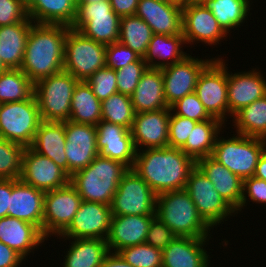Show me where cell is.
<instances>
[{
	"label": "cell",
	"instance_id": "3957f363",
	"mask_svg": "<svg viewBox=\"0 0 266 267\" xmlns=\"http://www.w3.org/2000/svg\"><path fill=\"white\" fill-rule=\"evenodd\" d=\"M155 215L176 236L194 238L213 236V229L200 216L185 189L158 194Z\"/></svg>",
	"mask_w": 266,
	"mask_h": 267
},
{
	"label": "cell",
	"instance_id": "7dc6e473",
	"mask_svg": "<svg viewBox=\"0 0 266 267\" xmlns=\"http://www.w3.org/2000/svg\"><path fill=\"white\" fill-rule=\"evenodd\" d=\"M249 202V203H248ZM260 204L266 207V181L257 177H250L243 180V194L240 207L236 210L237 215L252 204ZM243 209V211H242ZM241 212V213H240Z\"/></svg>",
	"mask_w": 266,
	"mask_h": 267
},
{
	"label": "cell",
	"instance_id": "60d3db41",
	"mask_svg": "<svg viewBox=\"0 0 266 267\" xmlns=\"http://www.w3.org/2000/svg\"><path fill=\"white\" fill-rule=\"evenodd\" d=\"M25 147L0 137V179H20Z\"/></svg>",
	"mask_w": 266,
	"mask_h": 267
},
{
	"label": "cell",
	"instance_id": "681fc988",
	"mask_svg": "<svg viewBox=\"0 0 266 267\" xmlns=\"http://www.w3.org/2000/svg\"><path fill=\"white\" fill-rule=\"evenodd\" d=\"M175 237L176 235L174 232L155 216L151 220L145 243L163 250L175 239Z\"/></svg>",
	"mask_w": 266,
	"mask_h": 267
},
{
	"label": "cell",
	"instance_id": "836d02e7",
	"mask_svg": "<svg viewBox=\"0 0 266 267\" xmlns=\"http://www.w3.org/2000/svg\"><path fill=\"white\" fill-rule=\"evenodd\" d=\"M253 0H205L203 4L212 12L223 31L230 37L248 22L253 10ZM252 6V7H251Z\"/></svg>",
	"mask_w": 266,
	"mask_h": 267
},
{
	"label": "cell",
	"instance_id": "603a6c76",
	"mask_svg": "<svg viewBox=\"0 0 266 267\" xmlns=\"http://www.w3.org/2000/svg\"><path fill=\"white\" fill-rule=\"evenodd\" d=\"M181 1L162 2L158 0H139L136 16L143 19L153 34H182Z\"/></svg>",
	"mask_w": 266,
	"mask_h": 267
},
{
	"label": "cell",
	"instance_id": "7c38bea8",
	"mask_svg": "<svg viewBox=\"0 0 266 267\" xmlns=\"http://www.w3.org/2000/svg\"><path fill=\"white\" fill-rule=\"evenodd\" d=\"M157 194L132 168L121 178L110 204L112 216L155 215Z\"/></svg>",
	"mask_w": 266,
	"mask_h": 267
},
{
	"label": "cell",
	"instance_id": "52a82bcc",
	"mask_svg": "<svg viewBox=\"0 0 266 267\" xmlns=\"http://www.w3.org/2000/svg\"><path fill=\"white\" fill-rule=\"evenodd\" d=\"M106 48V45L68 26L63 71L72 74L78 81H86L97 70L106 66Z\"/></svg>",
	"mask_w": 266,
	"mask_h": 267
},
{
	"label": "cell",
	"instance_id": "e0dca14e",
	"mask_svg": "<svg viewBox=\"0 0 266 267\" xmlns=\"http://www.w3.org/2000/svg\"><path fill=\"white\" fill-rule=\"evenodd\" d=\"M20 180L43 192L53 191L70 182V176L50 158L26 147L22 157Z\"/></svg>",
	"mask_w": 266,
	"mask_h": 267
},
{
	"label": "cell",
	"instance_id": "6125c7cd",
	"mask_svg": "<svg viewBox=\"0 0 266 267\" xmlns=\"http://www.w3.org/2000/svg\"><path fill=\"white\" fill-rule=\"evenodd\" d=\"M158 1H162V2H172V1H178V0H158Z\"/></svg>",
	"mask_w": 266,
	"mask_h": 267
},
{
	"label": "cell",
	"instance_id": "9a60e30c",
	"mask_svg": "<svg viewBox=\"0 0 266 267\" xmlns=\"http://www.w3.org/2000/svg\"><path fill=\"white\" fill-rule=\"evenodd\" d=\"M203 55L197 57L192 56V51L182 61L174 63L162 70L164 83V98L167 105L170 107L177 100L185 97L188 94L195 92L197 79L203 69L215 57L208 54L209 57Z\"/></svg>",
	"mask_w": 266,
	"mask_h": 267
},
{
	"label": "cell",
	"instance_id": "94428289",
	"mask_svg": "<svg viewBox=\"0 0 266 267\" xmlns=\"http://www.w3.org/2000/svg\"><path fill=\"white\" fill-rule=\"evenodd\" d=\"M25 5H27L31 0H21Z\"/></svg>",
	"mask_w": 266,
	"mask_h": 267
},
{
	"label": "cell",
	"instance_id": "f546056e",
	"mask_svg": "<svg viewBox=\"0 0 266 267\" xmlns=\"http://www.w3.org/2000/svg\"><path fill=\"white\" fill-rule=\"evenodd\" d=\"M69 242L64 249L62 267H100L105 257L110 252L104 239H69L57 238V240Z\"/></svg>",
	"mask_w": 266,
	"mask_h": 267
},
{
	"label": "cell",
	"instance_id": "8992f818",
	"mask_svg": "<svg viewBox=\"0 0 266 267\" xmlns=\"http://www.w3.org/2000/svg\"><path fill=\"white\" fill-rule=\"evenodd\" d=\"M79 81L62 71L35 83V96L42 121L66 122L70 118L71 100Z\"/></svg>",
	"mask_w": 266,
	"mask_h": 267
},
{
	"label": "cell",
	"instance_id": "6f0895ef",
	"mask_svg": "<svg viewBox=\"0 0 266 267\" xmlns=\"http://www.w3.org/2000/svg\"><path fill=\"white\" fill-rule=\"evenodd\" d=\"M100 1H109V0H76L77 5L79 3L100 2Z\"/></svg>",
	"mask_w": 266,
	"mask_h": 267
},
{
	"label": "cell",
	"instance_id": "7bdbcfd3",
	"mask_svg": "<svg viewBox=\"0 0 266 267\" xmlns=\"http://www.w3.org/2000/svg\"><path fill=\"white\" fill-rule=\"evenodd\" d=\"M147 68V63L141 57L138 61L129 63L125 67L116 70L117 91L121 94L131 96Z\"/></svg>",
	"mask_w": 266,
	"mask_h": 267
},
{
	"label": "cell",
	"instance_id": "b9f144b4",
	"mask_svg": "<svg viewBox=\"0 0 266 267\" xmlns=\"http://www.w3.org/2000/svg\"><path fill=\"white\" fill-rule=\"evenodd\" d=\"M118 253L134 267H162V250L146 243L125 247Z\"/></svg>",
	"mask_w": 266,
	"mask_h": 267
},
{
	"label": "cell",
	"instance_id": "f5cc1de1",
	"mask_svg": "<svg viewBox=\"0 0 266 267\" xmlns=\"http://www.w3.org/2000/svg\"><path fill=\"white\" fill-rule=\"evenodd\" d=\"M112 10L121 18L136 14L139 0H109Z\"/></svg>",
	"mask_w": 266,
	"mask_h": 267
},
{
	"label": "cell",
	"instance_id": "9c48e42d",
	"mask_svg": "<svg viewBox=\"0 0 266 267\" xmlns=\"http://www.w3.org/2000/svg\"><path fill=\"white\" fill-rule=\"evenodd\" d=\"M214 58L200 73L195 88L207 113L228 124L227 66L229 59ZM223 58V59H222Z\"/></svg>",
	"mask_w": 266,
	"mask_h": 267
},
{
	"label": "cell",
	"instance_id": "484cf974",
	"mask_svg": "<svg viewBox=\"0 0 266 267\" xmlns=\"http://www.w3.org/2000/svg\"><path fill=\"white\" fill-rule=\"evenodd\" d=\"M44 195L20 179H12L8 216L29 222L42 232Z\"/></svg>",
	"mask_w": 266,
	"mask_h": 267
},
{
	"label": "cell",
	"instance_id": "83f0119b",
	"mask_svg": "<svg viewBox=\"0 0 266 267\" xmlns=\"http://www.w3.org/2000/svg\"><path fill=\"white\" fill-rule=\"evenodd\" d=\"M65 143V122L42 121L30 148L38 154L50 158L68 174Z\"/></svg>",
	"mask_w": 266,
	"mask_h": 267
},
{
	"label": "cell",
	"instance_id": "ba28073f",
	"mask_svg": "<svg viewBox=\"0 0 266 267\" xmlns=\"http://www.w3.org/2000/svg\"><path fill=\"white\" fill-rule=\"evenodd\" d=\"M42 118L35 94L27 100L0 104V137L30 147Z\"/></svg>",
	"mask_w": 266,
	"mask_h": 267
},
{
	"label": "cell",
	"instance_id": "74e56055",
	"mask_svg": "<svg viewBox=\"0 0 266 267\" xmlns=\"http://www.w3.org/2000/svg\"><path fill=\"white\" fill-rule=\"evenodd\" d=\"M118 41L141 57L146 54L153 32L150 26L136 15L120 18Z\"/></svg>",
	"mask_w": 266,
	"mask_h": 267
},
{
	"label": "cell",
	"instance_id": "4fadbf2b",
	"mask_svg": "<svg viewBox=\"0 0 266 267\" xmlns=\"http://www.w3.org/2000/svg\"><path fill=\"white\" fill-rule=\"evenodd\" d=\"M182 34L187 48H193L198 43L217 48L224 39L225 42L228 41L227 39L231 40L220 27L212 12L203 3L191 1L183 2Z\"/></svg>",
	"mask_w": 266,
	"mask_h": 267
},
{
	"label": "cell",
	"instance_id": "2e32d148",
	"mask_svg": "<svg viewBox=\"0 0 266 267\" xmlns=\"http://www.w3.org/2000/svg\"><path fill=\"white\" fill-rule=\"evenodd\" d=\"M111 218L110 205L82 201L70 225L57 238L106 240Z\"/></svg>",
	"mask_w": 266,
	"mask_h": 267
},
{
	"label": "cell",
	"instance_id": "f1b7e54d",
	"mask_svg": "<svg viewBox=\"0 0 266 267\" xmlns=\"http://www.w3.org/2000/svg\"><path fill=\"white\" fill-rule=\"evenodd\" d=\"M130 97L135 114L167 109L162 70L148 67Z\"/></svg>",
	"mask_w": 266,
	"mask_h": 267
},
{
	"label": "cell",
	"instance_id": "277c9868",
	"mask_svg": "<svg viewBox=\"0 0 266 267\" xmlns=\"http://www.w3.org/2000/svg\"><path fill=\"white\" fill-rule=\"evenodd\" d=\"M129 168L116 160L98 155L88 167L70 176L82 201L110 205L121 178Z\"/></svg>",
	"mask_w": 266,
	"mask_h": 267
},
{
	"label": "cell",
	"instance_id": "816d5d0a",
	"mask_svg": "<svg viewBox=\"0 0 266 267\" xmlns=\"http://www.w3.org/2000/svg\"><path fill=\"white\" fill-rule=\"evenodd\" d=\"M24 264L26 260L19 253L0 241V267H21Z\"/></svg>",
	"mask_w": 266,
	"mask_h": 267
},
{
	"label": "cell",
	"instance_id": "ac0fdd59",
	"mask_svg": "<svg viewBox=\"0 0 266 267\" xmlns=\"http://www.w3.org/2000/svg\"><path fill=\"white\" fill-rule=\"evenodd\" d=\"M232 72L227 67L228 119L241 108L266 95V75L259 66ZM265 75V76H263Z\"/></svg>",
	"mask_w": 266,
	"mask_h": 267
},
{
	"label": "cell",
	"instance_id": "680465c9",
	"mask_svg": "<svg viewBox=\"0 0 266 267\" xmlns=\"http://www.w3.org/2000/svg\"><path fill=\"white\" fill-rule=\"evenodd\" d=\"M7 70L5 65L2 63L1 58H0V73H3Z\"/></svg>",
	"mask_w": 266,
	"mask_h": 267
},
{
	"label": "cell",
	"instance_id": "5b68a950",
	"mask_svg": "<svg viewBox=\"0 0 266 267\" xmlns=\"http://www.w3.org/2000/svg\"><path fill=\"white\" fill-rule=\"evenodd\" d=\"M224 131L217 136L211 156L242 180L254 176L259 158L266 150V139L245 136L232 130L228 131L233 132L230 137H224Z\"/></svg>",
	"mask_w": 266,
	"mask_h": 267
},
{
	"label": "cell",
	"instance_id": "d6a6232c",
	"mask_svg": "<svg viewBox=\"0 0 266 267\" xmlns=\"http://www.w3.org/2000/svg\"><path fill=\"white\" fill-rule=\"evenodd\" d=\"M28 17L37 24H62L71 27L77 14L76 0H31Z\"/></svg>",
	"mask_w": 266,
	"mask_h": 267
},
{
	"label": "cell",
	"instance_id": "ab89813d",
	"mask_svg": "<svg viewBox=\"0 0 266 267\" xmlns=\"http://www.w3.org/2000/svg\"><path fill=\"white\" fill-rule=\"evenodd\" d=\"M102 120L131 129L135 111L131 97L119 92L101 101Z\"/></svg>",
	"mask_w": 266,
	"mask_h": 267
},
{
	"label": "cell",
	"instance_id": "4316f807",
	"mask_svg": "<svg viewBox=\"0 0 266 267\" xmlns=\"http://www.w3.org/2000/svg\"><path fill=\"white\" fill-rule=\"evenodd\" d=\"M196 167L213 183L214 189L236 211L241 204L243 180L211 155L196 161Z\"/></svg>",
	"mask_w": 266,
	"mask_h": 267
},
{
	"label": "cell",
	"instance_id": "bcb514c9",
	"mask_svg": "<svg viewBox=\"0 0 266 267\" xmlns=\"http://www.w3.org/2000/svg\"><path fill=\"white\" fill-rule=\"evenodd\" d=\"M197 121L175 115L172 111L169 118L168 147L181 149L194 129Z\"/></svg>",
	"mask_w": 266,
	"mask_h": 267
},
{
	"label": "cell",
	"instance_id": "4dcf8cb0",
	"mask_svg": "<svg viewBox=\"0 0 266 267\" xmlns=\"http://www.w3.org/2000/svg\"><path fill=\"white\" fill-rule=\"evenodd\" d=\"M187 47L183 34H153L143 59L149 68L163 69L182 61L187 55Z\"/></svg>",
	"mask_w": 266,
	"mask_h": 267
},
{
	"label": "cell",
	"instance_id": "ee69618b",
	"mask_svg": "<svg viewBox=\"0 0 266 267\" xmlns=\"http://www.w3.org/2000/svg\"><path fill=\"white\" fill-rule=\"evenodd\" d=\"M85 82L91 87L93 94L100 100L107 99L117 93V79L115 70L105 66L97 70Z\"/></svg>",
	"mask_w": 266,
	"mask_h": 267
},
{
	"label": "cell",
	"instance_id": "c3c4849f",
	"mask_svg": "<svg viewBox=\"0 0 266 267\" xmlns=\"http://www.w3.org/2000/svg\"><path fill=\"white\" fill-rule=\"evenodd\" d=\"M140 58L141 56L139 54L121 44L119 41L107 45L105 58L106 66L115 71L125 67L129 63L138 61Z\"/></svg>",
	"mask_w": 266,
	"mask_h": 267
},
{
	"label": "cell",
	"instance_id": "5bb4252c",
	"mask_svg": "<svg viewBox=\"0 0 266 267\" xmlns=\"http://www.w3.org/2000/svg\"><path fill=\"white\" fill-rule=\"evenodd\" d=\"M81 202V197L70 182L61 188L45 192L42 234L48 241L52 237L56 239L70 225Z\"/></svg>",
	"mask_w": 266,
	"mask_h": 267
},
{
	"label": "cell",
	"instance_id": "f907efd6",
	"mask_svg": "<svg viewBox=\"0 0 266 267\" xmlns=\"http://www.w3.org/2000/svg\"><path fill=\"white\" fill-rule=\"evenodd\" d=\"M28 17L27 7L21 0H0V26L12 25Z\"/></svg>",
	"mask_w": 266,
	"mask_h": 267
},
{
	"label": "cell",
	"instance_id": "1f68e13d",
	"mask_svg": "<svg viewBox=\"0 0 266 267\" xmlns=\"http://www.w3.org/2000/svg\"><path fill=\"white\" fill-rule=\"evenodd\" d=\"M33 24L32 20H23L12 25L0 26V58L7 69L21 68Z\"/></svg>",
	"mask_w": 266,
	"mask_h": 267
},
{
	"label": "cell",
	"instance_id": "44dd1931",
	"mask_svg": "<svg viewBox=\"0 0 266 267\" xmlns=\"http://www.w3.org/2000/svg\"><path fill=\"white\" fill-rule=\"evenodd\" d=\"M210 240L213 242L214 237L194 238L176 236L162 250V267H211V257L213 255L211 251L207 252L209 249L207 245H210Z\"/></svg>",
	"mask_w": 266,
	"mask_h": 267
},
{
	"label": "cell",
	"instance_id": "ffe728a7",
	"mask_svg": "<svg viewBox=\"0 0 266 267\" xmlns=\"http://www.w3.org/2000/svg\"><path fill=\"white\" fill-rule=\"evenodd\" d=\"M170 113L168 107L135 114L130 132L136 151L168 147Z\"/></svg>",
	"mask_w": 266,
	"mask_h": 267
},
{
	"label": "cell",
	"instance_id": "d590c367",
	"mask_svg": "<svg viewBox=\"0 0 266 267\" xmlns=\"http://www.w3.org/2000/svg\"><path fill=\"white\" fill-rule=\"evenodd\" d=\"M69 121L94 126L102 121L101 101L85 81H79L75 86Z\"/></svg>",
	"mask_w": 266,
	"mask_h": 267
},
{
	"label": "cell",
	"instance_id": "f6af8a7d",
	"mask_svg": "<svg viewBox=\"0 0 266 267\" xmlns=\"http://www.w3.org/2000/svg\"><path fill=\"white\" fill-rule=\"evenodd\" d=\"M170 109L175 115L186 117L197 122L212 118L205 110L195 92L177 100L170 106Z\"/></svg>",
	"mask_w": 266,
	"mask_h": 267
},
{
	"label": "cell",
	"instance_id": "7a4b0ae2",
	"mask_svg": "<svg viewBox=\"0 0 266 267\" xmlns=\"http://www.w3.org/2000/svg\"><path fill=\"white\" fill-rule=\"evenodd\" d=\"M68 26L34 23L29 31L21 70L35 84L64 68V44Z\"/></svg>",
	"mask_w": 266,
	"mask_h": 267
},
{
	"label": "cell",
	"instance_id": "e575fe53",
	"mask_svg": "<svg viewBox=\"0 0 266 267\" xmlns=\"http://www.w3.org/2000/svg\"><path fill=\"white\" fill-rule=\"evenodd\" d=\"M228 125L211 118L197 122L181 150L195 162L212 154L219 133Z\"/></svg>",
	"mask_w": 266,
	"mask_h": 267
},
{
	"label": "cell",
	"instance_id": "6da1fadb",
	"mask_svg": "<svg viewBox=\"0 0 266 267\" xmlns=\"http://www.w3.org/2000/svg\"><path fill=\"white\" fill-rule=\"evenodd\" d=\"M196 162L179 148L165 147L136 151L133 169L158 195L185 189Z\"/></svg>",
	"mask_w": 266,
	"mask_h": 267
},
{
	"label": "cell",
	"instance_id": "8fae6325",
	"mask_svg": "<svg viewBox=\"0 0 266 267\" xmlns=\"http://www.w3.org/2000/svg\"><path fill=\"white\" fill-rule=\"evenodd\" d=\"M185 190L191 196L198 213L215 231L223 226L231 217H236V211L214 189L213 183L195 167L189 174ZM221 224V225H220Z\"/></svg>",
	"mask_w": 266,
	"mask_h": 267
},
{
	"label": "cell",
	"instance_id": "8d00e7d4",
	"mask_svg": "<svg viewBox=\"0 0 266 267\" xmlns=\"http://www.w3.org/2000/svg\"><path fill=\"white\" fill-rule=\"evenodd\" d=\"M230 122L235 133L266 139V95L241 108Z\"/></svg>",
	"mask_w": 266,
	"mask_h": 267
},
{
	"label": "cell",
	"instance_id": "db71d44e",
	"mask_svg": "<svg viewBox=\"0 0 266 267\" xmlns=\"http://www.w3.org/2000/svg\"><path fill=\"white\" fill-rule=\"evenodd\" d=\"M12 179H0V218L8 216Z\"/></svg>",
	"mask_w": 266,
	"mask_h": 267
},
{
	"label": "cell",
	"instance_id": "7402d4cb",
	"mask_svg": "<svg viewBox=\"0 0 266 267\" xmlns=\"http://www.w3.org/2000/svg\"><path fill=\"white\" fill-rule=\"evenodd\" d=\"M99 155L125 164L132 169L136 149L130 129L102 120L96 125Z\"/></svg>",
	"mask_w": 266,
	"mask_h": 267
},
{
	"label": "cell",
	"instance_id": "d4e9b609",
	"mask_svg": "<svg viewBox=\"0 0 266 267\" xmlns=\"http://www.w3.org/2000/svg\"><path fill=\"white\" fill-rule=\"evenodd\" d=\"M156 215L112 216L109 233L106 238L111 252L144 244L151 220Z\"/></svg>",
	"mask_w": 266,
	"mask_h": 267
},
{
	"label": "cell",
	"instance_id": "91938a15",
	"mask_svg": "<svg viewBox=\"0 0 266 267\" xmlns=\"http://www.w3.org/2000/svg\"><path fill=\"white\" fill-rule=\"evenodd\" d=\"M205 0H193L195 3H203Z\"/></svg>",
	"mask_w": 266,
	"mask_h": 267
},
{
	"label": "cell",
	"instance_id": "f35d334b",
	"mask_svg": "<svg viewBox=\"0 0 266 267\" xmlns=\"http://www.w3.org/2000/svg\"><path fill=\"white\" fill-rule=\"evenodd\" d=\"M35 84L21 69H7L0 73V104L30 99Z\"/></svg>",
	"mask_w": 266,
	"mask_h": 267
},
{
	"label": "cell",
	"instance_id": "9f6ffc18",
	"mask_svg": "<svg viewBox=\"0 0 266 267\" xmlns=\"http://www.w3.org/2000/svg\"><path fill=\"white\" fill-rule=\"evenodd\" d=\"M254 177H257V178H260L266 181V150L263 152V154L259 158L258 164L256 166V170L254 173Z\"/></svg>",
	"mask_w": 266,
	"mask_h": 267
},
{
	"label": "cell",
	"instance_id": "cb8c5ba5",
	"mask_svg": "<svg viewBox=\"0 0 266 267\" xmlns=\"http://www.w3.org/2000/svg\"><path fill=\"white\" fill-rule=\"evenodd\" d=\"M0 241L27 260L39 247L44 248L48 240L35 225L5 216L0 218Z\"/></svg>",
	"mask_w": 266,
	"mask_h": 267
},
{
	"label": "cell",
	"instance_id": "30bf717a",
	"mask_svg": "<svg viewBox=\"0 0 266 267\" xmlns=\"http://www.w3.org/2000/svg\"><path fill=\"white\" fill-rule=\"evenodd\" d=\"M120 17L112 10L109 1L79 3L71 28L92 40L110 45L118 42Z\"/></svg>",
	"mask_w": 266,
	"mask_h": 267
},
{
	"label": "cell",
	"instance_id": "be15d7a7",
	"mask_svg": "<svg viewBox=\"0 0 266 267\" xmlns=\"http://www.w3.org/2000/svg\"><path fill=\"white\" fill-rule=\"evenodd\" d=\"M178 1H181V2L191 1V2H193V0H178Z\"/></svg>",
	"mask_w": 266,
	"mask_h": 267
},
{
	"label": "cell",
	"instance_id": "11a10c76",
	"mask_svg": "<svg viewBox=\"0 0 266 267\" xmlns=\"http://www.w3.org/2000/svg\"><path fill=\"white\" fill-rule=\"evenodd\" d=\"M100 267H134L126 262L118 252H109Z\"/></svg>",
	"mask_w": 266,
	"mask_h": 267
},
{
	"label": "cell",
	"instance_id": "d6986e66",
	"mask_svg": "<svg viewBox=\"0 0 266 267\" xmlns=\"http://www.w3.org/2000/svg\"><path fill=\"white\" fill-rule=\"evenodd\" d=\"M65 153L68 160V175L88 167L99 155L97 128L91 124L65 122Z\"/></svg>",
	"mask_w": 266,
	"mask_h": 267
}]
</instances>
